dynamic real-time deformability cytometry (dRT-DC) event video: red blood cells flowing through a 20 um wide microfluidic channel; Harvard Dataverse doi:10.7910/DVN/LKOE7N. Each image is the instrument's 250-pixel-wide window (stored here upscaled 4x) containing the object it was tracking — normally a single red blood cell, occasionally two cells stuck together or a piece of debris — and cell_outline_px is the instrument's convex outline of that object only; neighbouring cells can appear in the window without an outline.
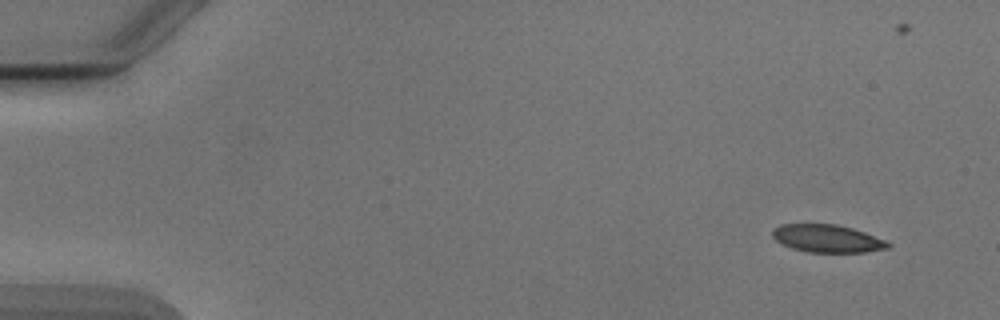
{"species": "Egyptian fruit bat (a non-hibernating species)", "species_latin": "Rousettus aegyptiacus", "temperature_condition": "cold", "stored_images_in_passage": 5, "camera_frame_rate_fps": 3000, "um_per_image_px": 0.085, "animal": {"sex": "male"}, "frame": {"image": 1, "passage_image": 1, "time_ms": 0.0, "image_size_px": [1000, 320], "cell_outline_px": [[892, 244], [888, 248], [864, 252], [808, 252], [792, 248], [780, 244], [772, 236], [772, 228], [780, 224], [836, 224], [852, 228], [864, 232], [884, 240]], "centroid_in_image_um": [70.27, 20.27], "position_along_channel_um": 14.7, "area_um2": 18.67}}
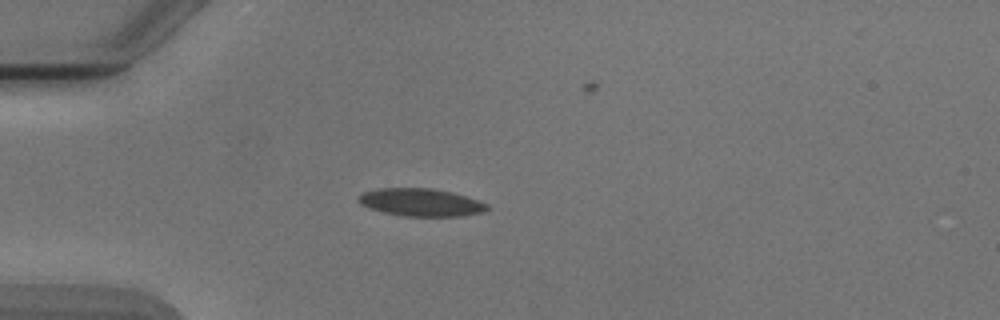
{"frame": {"image": 2, "passage_image": 4, "time_ms": 3.667, "image_size_px": [1000, 320], "cell_outline_px": [[492, 208], [484, 212], [464, 216], [404, 216], [384, 212], [360, 204], [356, 200], [356, 196], [364, 192], [376, 188], [432, 188], [452, 192], [480, 200], [488, 204]], "centroid_in_image_um": [35.82, 17.19], "position_along_channel_um": 49.2, "area_um2": 21.04}}